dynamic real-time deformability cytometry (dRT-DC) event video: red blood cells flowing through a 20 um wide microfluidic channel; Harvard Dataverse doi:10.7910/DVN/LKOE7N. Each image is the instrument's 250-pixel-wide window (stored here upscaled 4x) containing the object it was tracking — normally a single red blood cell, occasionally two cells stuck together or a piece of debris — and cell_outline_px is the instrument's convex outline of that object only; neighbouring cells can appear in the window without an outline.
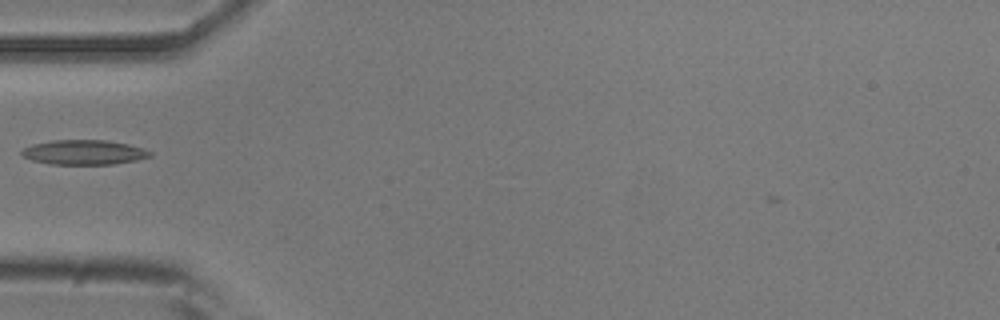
{"species": "common noctule bat (a hibernating species)", "species_latin": "Nyctalus noctula", "temperature_condition": "room temperature", "stored_images_in_passage": 36, "camera_frame_rate_fps": 3000, "um_per_image_px": 0.085, "animal": {"sex": "male", "body_mass_g": 20.5, "forearm_length_mm": 52.5}, "frame": {"image": 1, "passage_image": 1, "time_ms": 0.0, "image_size_px": [1000, 320], "cell_outline_px": [[152, 156], [136, 160], [112, 164], [52, 164], [32, 160], [24, 156], [20, 152], [24, 148], [32, 144], [52, 140], [108, 140], [128, 144], [144, 148], [152, 152]], "centroid_in_image_um": [7.16, 12.94], "position_along_channel_um": 77.8, "area_um2": 18.44}}
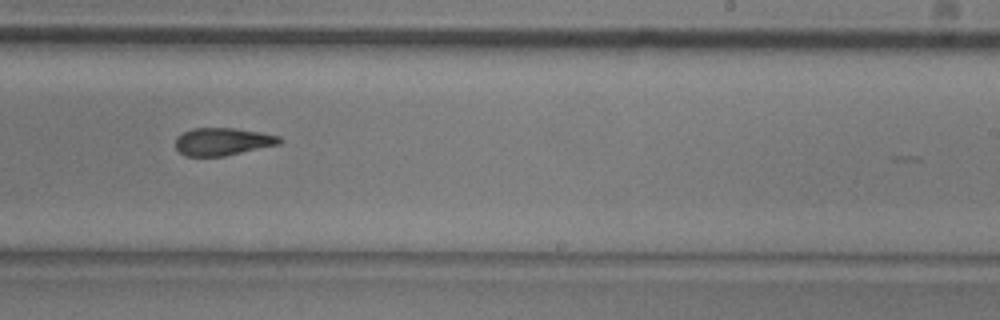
{"frame": {"image": 2, "passage_image": 16, "time_ms": 5.0, "image_size_px": [1000, 320], "cell_outline_px": [[284, 140], [280, 144], [224, 156], [184, 156], [176, 148], [176, 136], [192, 128], [236, 128], [260, 132], [280, 136]], "centroid_in_image_um": [18.94, 12.03], "position_along_channel_um": 270.1, "area_um2": 16.82}}
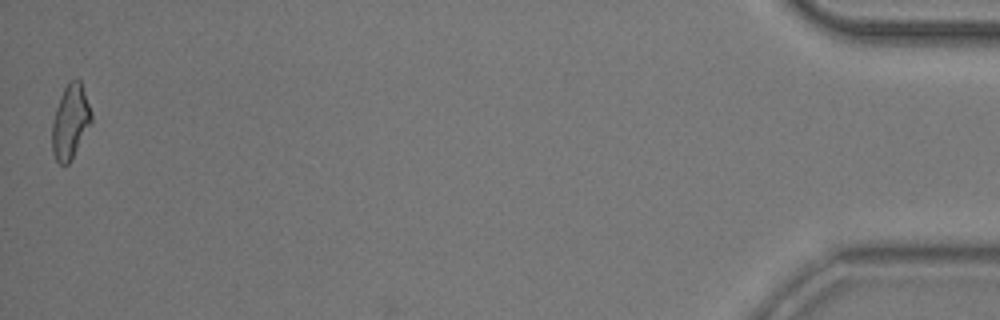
{"frame": {"image": 3, "passage_image": 36, "time_ms": 11.667, "image_size_px": [1000, 320], "cell_outline_px": [[92, 120], [72, 160], [68, 164], [60, 164], [56, 160], [52, 152], [52, 124], [56, 108], [60, 96], [64, 88], [72, 80], [80, 80], [92, 112]], "centroid_in_image_um": [5.98, 10.38], "position_along_channel_um": 429.2, "area_um2": 16.82}}